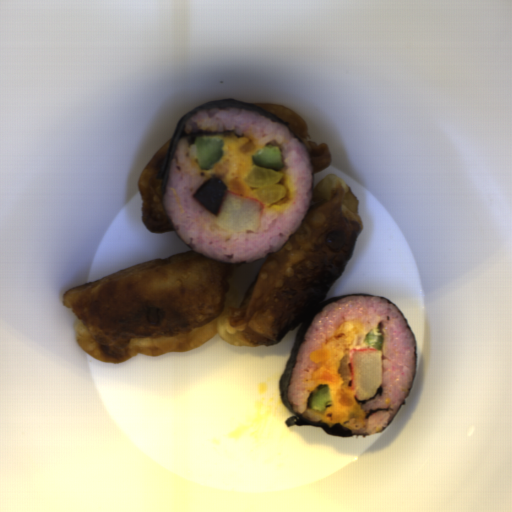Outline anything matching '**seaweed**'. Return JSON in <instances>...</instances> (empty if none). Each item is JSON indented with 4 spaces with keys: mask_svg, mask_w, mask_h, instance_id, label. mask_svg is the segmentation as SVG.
I'll list each match as a JSON object with an SVG mask.
<instances>
[{
    "mask_svg": "<svg viewBox=\"0 0 512 512\" xmlns=\"http://www.w3.org/2000/svg\"><path fill=\"white\" fill-rule=\"evenodd\" d=\"M211 108H234V109L245 110V111L251 112L253 114L259 115V116L264 117L273 122H276L278 124L286 126L288 128V130L291 132V134L293 136H295L298 140L301 141V139L293 131V129L290 127V125L287 123L286 120L278 117L277 115H275L267 110H264L255 105H252L250 103L228 98V99L214 100V101L202 104L200 106H197L194 109L185 113L175 124L174 130L172 133V139H171V141L169 143V147H168L164 172H163L162 181H161V190H162L163 198L165 195V191H166V187H167V183H168V179H169V175H170L172 159H173L176 147L182 139H186L191 146V145L196 144V139L198 137H204V136H226L227 138L241 137L234 132H225V131H201V130L186 131L187 122L196 113H198L199 111H203V110H207V109H211Z\"/></svg>",
    "mask_w": 512,
    "mask_h": 512,
    "instance_id": "seaweed-2",
    "label": "seaweed"
},
{
    "mask_svg": "<svg viewBox=\"0 0 512 512\" xmlns=\"http://www.w3.org/2000/svg\"><path fill=\"white\" fill-rule=\"evenodd\" d=\"M345 297H375V298H378V299H381V300H384V301H387L389 304H391L396 310H398L406 325H407V328L414 340V364H415V373H414V377H413V381H412V385L407 393V395L405 396L403 402L401 403L400 407L398 408V410L396 411L395 415L389 420V422L378 432L376 433H379V432H382V431H385L389 425L394 421L398 411L401 409V407L404 405V403L407 401L412 389H413V386H414V382H415V378H416V374H417V364H418V352H417V344H416V338L413 334V331L406 319V317L403 315V313L400 311V309L397 307V305L395 303H393L392 301H390L388 298H386L385 296H378V295H370V294H363V293H351V294H341V295H337V296H334V297H330L328 298L327 300L323 301L322 303H320L319 305H317L313 311L306 317V319L301 323L300 327H299V330L296 334V337L294 339V342L291 346V350H290V354H289V358H288V362H287V365L279 379V390H280V396H281V400L284 404V406L292 413V417H290L289 419H287L285 421V424H286V427H289V426H292V425H300V426H312V427H316V428H322L327 434H332V435H336V436H347V437H356V436H363V435H355L352 433V431L350 429H348L346 426L344 425H341L339 423H335L334 425H330L328 424L327 422L326 423H320V422H314V421H310V420H307L305 419L304 417H302L301 415H299L295 409L292 407V405L290 404L289 400H288V386H289V382H290V379H291V376H292V372H293V369H294V366H295V362H296V359H297V356H298V353L300 351V348H301V345H302V342H303V339H304V336L306 334V332L308 331V329L310 328V326L312 325V323L314 322L315 318L317 315H319L320 313H322L325 308L331 304L332 302H334L335 300L337 299H341V298H345ZM374 433V434H376Z\"/></svg>",
    "mask_w": 512,
    "mask_h": 512,
    "instance_id": "seaweed-1",
    "label": "seaweed"
}]
</instances>
